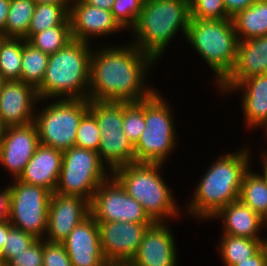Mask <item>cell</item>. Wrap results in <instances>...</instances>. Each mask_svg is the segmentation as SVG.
Wrapping results in <instances>:
<instances>
[{
	"label": "cell",
	"instance_id": "cell-1",
	"mask_svg": "<svg viewBox=\"0 0 267 266\" xmlns=\"http://www.w3.org/2000/svg\"><path fill=\"white\" fill-rule=\"evenodd\" d=\"M123 45L92 49L88 100L139 102L157 91L146 82L157 61L132 43Z\"/></svg>",
	"mask_w": 267,
	"mask_h": 266
},
{
	"label": "cell",
	"instance_id": "cell-2",
	"mask_svg": "<svg viewBox=\"0 0 267 266\" xmlns=\"http://www.w3.org/2000/svg\"><path fill=\"white\" fill-rule=\"evenodd\" d=\"M247 147L221 154L208 166L188 205L183 206L187 216L210 221L221 208L239 199L242 179L253 163Z\"/></svg>",
	"mask_w": 267,
	"mask_h": 266
},
{
	"label": "cell",
	"instance_id": "cell-3",
	"mask_svg": "<svg viewBox=\"0 0 267 266\" xmlns=\"http://www.w3.org/2000/svg\"><path fill=\"white\" fill-rule=\"evenodd\" d=\"M189 21L190 0H145L130 30L134 35L131 43L159 62L179 30L186 37Z\"/></svg>",
	"mask_w": 267,
	"mask_h": 266
},
{
	"label": "cell",
	"instance_id": "cell-4",
	"mask_svg": "<svg viewBox=\"0 0 267 266\" xmlns=\"http://www.w3.org/2000/svg\"><path fill=\"white\" fill-rule=\"evenodd\" d=\"M92 43L72 39L50 54L41 85L39 99H87L90 79Z\"/></svg>",
	"mask_w": 267,
	"mask_h": 266
},
{
	"label": "cell",
	"instance_id": "cell-5",
	"mask_svg": "<svg viewBox=\"0 0 267 266\" xmlns=\"http://www.w3.org/2000/svg\"><path fill=\"white\" fill-rule=\"evenodd\" d=\"M164 165L134 162L112 172V176L126 193L143 206L154 222H168L174 218L176 220L182 212L172 190L162 178Z\"/></svg>",
	"mask_w": 267,
	"mask_h": 266
},
{
	"label": "cell",
	"instance_id": "cell-6",
	"mask_svg": "<svg viewBox=\"0 0 267 266\" xmlns=\"http://www.w3.org/2000/svg\"><path fill=\"white\" fill-rule=\"evenodd\" d=\"M185 39L214 72L217 87L236 62L239 40L232 18L190 19Z\"/></svg>",
	"mask_w": 267,
	"mask_h": 266
},
{
	"label": "cell",
	"instance_id": "cell-7",
	"mask_svg": "<svg viewBox=\"0 0 267 266\" xmlns=\"http://www.w3.org/2000/svg\"><path fill=\"white\" fill-rule=\"evenodd\" d=\"M172 110L159 91L144 100L145 129L134 145L135 162L165 164L176 150L178 137Z\"/></svg>",
	"mask_w": 267,
	"mask_h": 266
},
{
	"label": "cell",
	"instance_id": "cell-8",
	"mask_svg": "<svg viewBox=\"0 0 267 266\" xmlns=\"http://www.w3.org/2000/svg\"><path fill=\"white\" fill-rule=\"evenodd\" d=\"M52 101L51 103H49ZM43 109L36 108L34 123L39 143L65 151L74 146L81 118L88 112V99H49Z\"/></svg>",
	"mask_w": 267,
	"mask_h": 266
},
{
	"label": "cell",
	"instance_id": "cell-9",
	"mask_svg": "<svg viewBox=\"0 0 267 266\" xmlns=\"http://www.w3.org/2000/svg\"><path fill=\"white\" fill-rule=\"evenodd\" d=\"M112 173L101 162L98 152L73 146L63 151L62 166L54 192L92 200L100 184Z\"/></svg>",
	"mask_w": 267,
	"mask_h": 266
},
{
	"label": "cell",
	"instance_id": "cell-10",
	"mask_svg": "<svg viewBox=\"0 0 267 266\" xmlns=\"http://www.w3.org/2000/svg\"><path fill=\"white\" fill-rule=\"evenodd\" d=\"M88 111L101 132L98 155L112 173L135 162L134 146L123 132V102L90 101Z\"/></svg>",
	"mask_w": 267,
	"mask_h": 266
},
{
	"label": "cell",
	"instance_id": "cell-11",
	"mask_svg": "<svg viewBox=\"0 0 267 266\" xmlns=\"http://www.w3.org/2000/svg\"><path fill=\"white\" fill-rule=\"evenodd\" d=\"M12 181L9 185L10 224L36 239H44L52 193L44 187L23 183L18 179Z\"/></svg>",
	"mask_w": 267,
	"mask_h": 266
},
{
	"label": "cell",
	"instance_id": "cell-12",
	"mask_svg": "<svg viewBox=\"0 0 267 266\" xmlns=\"http://www.w3.org/2000/svg\"><path fill=\"white\" fill-rule=\"evenodd\" d=\"M90 212L96 222L154 223L143 206L112 175L95 191Z\"/></svg>",
	"mask_w": 267,
	"mask_h": 266
},
{
	"label": "cell",
	"instance_id": "cell-13",
	"mask_svg": "<svg viewBox=\"0 0 267 266\" xmlns=\"http://www.w3.org/2000/svg\"><path fill=\"white\" fill-rule=\"evenodd\" d=\"M104 258L109 264H129L142 236L153 223L97 222Z\"/></svg>",
	"mask_w": 267,
	"mask_h": 266
},
{
	"label": "cell",
	"instance_id": "cell-14",
	"mask_svg": "<svg viewBox=\"0 0 267 266\" xmlns=\"http://www.w3.org/2000/svg\"><path fill=\"white\" fill-rule=\"evenodd\" d=\"M90 214V201L85 198L52 193L44 240L61 243Z\"/></svg>",
	"mask_w": 267,
	"mask_h": 266
},
{
	"label": "cell",
	"instance_id": "cell-15",
	"mask_svg": "<svg viewBox=\"0 0 267 266\" xmlns=\"http://www.w3.org/2000/svg\"><path fill=\"white\" fill-rule=\"evenodd\" d=\"M167 222H154L142 236L130 266H178L176 240Z\"/></svg>",
	"mask_w": 267,
	"mask_h": 266
},
{
	"label": "cell",
	"instance_id": "cell-16",
	"mask_svg": "<svg viewBox=\"0 0 267 266\" xmlns=\"http://www.w3.org/2000/svg\"><path fill=\"white\" fill-rule=\"evenodd\" d=\"M72 39L91 43V38L113 35L124 29L111 11L91 6L83 0H73L69 8Z\"/></svg>",
	"mask_w": 267,
	"mask_h": 266
},
{
	"label": "cell",
	"instance_id": "cell-17",
	"mask_svg": "<svg viewBox=\"0 0 267 266\" xmlns=\"http://www.w3.org/2000/svg\"><path fill=\"white\" fill-rule=\"evenodd\" d=\"M37 127L34 122L27 125L7 126L0 146V166L18 179L39 145Z\"/></svg>",
	"mask_w": 267,
	"mask_h": 266
},
{
	"label": "cell",
	"instance_id": "cell-18",
	"mask_svg": "<svg viewBox=\"0 0 267 266\" xmlns=\"http://www.w3.org/2000/svg\"><path fill=\"white\" fill-rule=\"evenodd\" d=\"M42 102L32 85L21 80L5 81L0 92V118L7 126L27 125L34 122L35 108Z\"/></svg>",
	"mask_w": 267,
	"mask_h": 266
},
{
	"label": "cell",
	"instance_id": "cell-19",
	"mask_svg": "<svg viewBox=\"0 0 267 266\" xmlns=\"http://www.w3.org/2000/svg\"><path fill=\"white\" fill-rule=\"evenodd\" d=\"M261 74H267V35L238 42L235 65L215 88L227 95L243 80Z\"/></svg>",
	"mask_w": 267,
	"mask_h": 266
},
{
	"label": "cell",
	"instance_id": "cell-20",
	"mask_svg": "<svg viewBox=\"0 0 267 266\" xmlns=\"http://www.w3.org/2000/svg\"><path fill=\"white\" fill-rule=\"evenodd\" d=\"M72 266H107L99 239L98 223L90 214L61 242Z\"/></svg>",
	"mask_w": 267,
	"mask_h": 266
},
{
	"label": "cell",
	"instance_id": "cell-21",
	"mask_svg": "<svg viewBox=\"0 0 267 266\" xmlns=\"http://www.w3.org/2000/svg\"><path fill=\"white\" fill-rule=\"evenodd\" d=\"M62 157V151L39 144L18 180L44 187L54 193L61 171Z\"/></svg>",
	"mask_w": 267,
	"mask_h": 266
},
{
	"label": "cell",
	"instance_id": "cell-22",
	"mask_svg": "<svg viewBox=\"0 0 267 266\" xmlns=\"http://www.w3.org/2000/svg\"><path fill=\"white\" fill-rule=\"evenodd\" d=\"M213 218L222 220L221 234L267 240V237H260L262 228L267 229V221L239 199L221 208L210 220Z\"/></svg>",
	"mask_w": 267,
	"mask_h": 266
},
{
	"label": "cell",
	"instance_id": "cell-23",
	"mask_svg": "<svg viewBox=\"0 0 267 266\" xmlns=\"http://www.w3.org/2000/svg\"><path fill=\"white\" fill-rule=\"evenodd\" d=\"M241 91L242 111L247 129H267V74L249 77L236 85L230 93Z\"/></svg>",
	"mask_w": 267,
	"mask_h": 266
},
{
	"label": "cell",
	"instance_id": "cell-24",
	"mask_svg": "<svg viewBox=\"0 0 267 266\" xmlns=\"http://www.w3.org/2000/svg\"><path fill=\"white\" fill-rule=\"evenodd\" d=\"M232 20L239 41L267 35V0H256Z\"/></svg>",
	"mask_w": 267,
	"mask_h": 266
},
{
	"label": "cell",
	"instance_id": "cell-25",
	"mask_svg": "<svg viewBox=\"0 0 267 266\" xmlns=\"http://www.w3.org/2000/svg\"><path fill=\"white\" fill-rule=\"evenodd\" d=\"M218 243V251L225 266H235L239 261L255 255L267 240L250 239L230 234H222Z\"/></svg>",
	"mask_w": 267,
	"mask_h": 266
},
{
	"label": "cell",
	"instance_id": "cell-26",
	"mask_svg": "<svg viewBox=\"0 0 267 266\" xmlns=\"http://www.w3.org/2000/svg\"><path fill=\"white\" fill-rule=\"evenodd\" d=\"M252 170L249 168L244 174L239 200L267 221V183L259 173Z\"/></svg>",
	"mask_w": 267,
	"mask_h": 266
},
{
	"label": "cell",
	"instance_id": "cell-27",
	"mask_svg": "<svg viewBox=\"0 0 267 266\" xmlns=\"http://www.w3.org/2000/svg\"><path fill=\"white\" fill-rule=\"evenodd\" d=\"M68 17L69 12L62 5L36 4L24 39L28 41L34 34L55 26H70Z\"/></svg>",
	"mask_w": 267,
	"mask_h": 266
},
{
	"label": "cell",
	"instance_id": "cell-28",
	"mask_svg": "<svg viewBox=\"0 0 267 266\" xmlns=\"http://www.w3.org/2000/svg\"><path fill=\"white\" fill-rule=\"evenodd\" d=\"M24 38L3 37L0 41V75L6 80H21Z\"/></svg>",
	"mask_w": 267,
	"mask_h": 266
},
{
	"label": "cell",
	"instance_id": "cell-29",
	"mask_svg": "<svg viewBox=\"0 0 267 266\" xmlns=\"http://www.w3.org/2000/svg\"><path fill=\"white\" fill-rule=\"evenodd\" d=\"M48 59L49 54L42 52L26 41L22 51L21 81L37 89L42 83Z\"/></svg>",
	"mask_w": 267,
	"mask_h": 266
},
{
	"label": "cell",
	"instance_id": "cell-30",
	"mask_svg": "<svg viewBox=\"0 0 267 266\" xmlns=\"http://www.w3.org/2000/svg\"><path fill=\"white\" fill-rule=\"evenodd\" d=\"M35 5L32 0H11L5 37L24 38L27 35Z\"/></svg>",
	"mask_w": 267,
	"mask_h": 266
},
{
	"label": "cell",
	"instance_id": "cell-31",
	"mask_svg": "<svg viewBox=\"0 0 267 266\" xmlns=\"http://www.w3.org/2000/svg\"><path fill=\"white\" fill-rule=\"evenodd\" d=\"M72 40L70 26H55L34 34L28 42L47 54H53Z\"/></svg>",
	"mask_w": 267,
	"mask_h": 266
},
{
	"label": "cell",
	"instance_id": "cell-32",
	"mask_svg": "<svg viewBox=\"0 0 267 266\" xmlns=\"http://www.w3.org/2000/svg\"><path fill=\"white\" fill-rule=\"evenodd\" d=\"M123 132L134 146L145 129L144 100L123 102Z\"/></svg>",
	"mask_w": 267,
	"mask_h": 266
},
{
	"label": "cell",
	"instance_id": "cell-33",
	"mask_svg": "<svg viewBox=\"0 0 267 266\" xmlns=\"http://www.w3.org/2000/svg\"><path fill=\"white\" fill-rule=\"evenodd\" d=\"M100 134L95 117L88 111L81 118L74 146L97 152L100 146Z\"/></svg>",
	"mask_w": 267,
	"mask_h": 266
},
{
	"label": "cell",
	"instance_id": "cell-34",
	"mask_svg": "<svg viewBox=\"0 0 267 266\" xmlns=\"http://www.w3.org/2000/svg\"><path fill=\"white\" fill-rule=\"evenodd\" d=\"M144 2L145 0H115L111 12L125 31L128 32L135 26Z\"/></svg>",
	"mask_w": 267,
	"mask_h": 266
},
{
	"label": "cell",
	"instance_id": "cell-35",
	"mask_svg": "<svg viewBox=\"0 0 267 266\" xmlns=\"http://www.w3.org/2000/svg\"><path fill=\"white\" fill-rule=\"evenodd\" d=\"M37 239L23 230L11 227L6 235L3 246V261L7 264L16 254L26 250Z\"/></svg>",
	"mask_w": 267,
	"mask_h": 266
},
{
	"label": "cell",
	"instance_id": "cell-36",
	"mask_svg": "<svg viewBox=\"0 0 267 266\" xmlns=\"http://www.w3.org/2000/svg\"><path fill=\"white\" fill-rule=\"evenodd\" d=\"M223 0H190V19H228Z\"/></svg>",
	"mask_w": 267,
	"mask_h": 266
},
{
	"label": "cell",
	"instance_id": "cell-37",
	"mask_svg": "<svg viewBox=\"0 0 267 266\" xmlns=\"http://www.w3.org/2000/svg\"><path fill=\"white\" fill-rule=\"evenodd\" d=\"M6 266H43V239H37L26 250L16 254Z\"/></svg>",
	"mask_w": 267,
	"mask_h": 266
},
{
	"label": "cell",
	"instance_id": "cell-38",
	"mask_svg": "<svg viewBox=\"0 0 267 266\" xmlns=\"http://www.w3.org/2000/svg\"><path fill=\"white\" fill-rule=\"evenodd\" d=\"M43 266H72L62 243L43 239Z\"/></svg>",
	"mask_w": 267,
	"mask_h": 266
},
{
	"label": "cell",
	"instance_id": "cell-39",
	"mask_svg": "<svg viewBox=\"0 0 267 266\" xmlns=\"http://www.w3.org/2000/svg\"><path fill=\"white\" fill-rule=\"evenodd\" d=\"M235 266H267V244H265L255 255L244 261H239Z\"/></svg>",
	"mask_w": 267,
	"mask_h": 266
},
{
	"label": "cell",
	"instance_id": "cell-40",
	"mask_svg": "<svg viewBox=\"0 0 267 266\" xmlns=\"http://www.w3.org/2000/svg\"><path fill=\"white\" fill-rule=\"evenodd\" d=\"M256 0H223L227 15L232 18L238 12L251 6Z\"/></svg>",
	"mask_w": 267,
	"mask_h": 266
},
{
	"label": "cell",
	"instance_id": "cell-41",
	"mask_svg": "<svg viewBox=\"0 0 267 266\" xmlns=\"http://www.w3.org/2000/svg\"><path fill=\"white\" fill-rule=\"evenodd\" d=\"M10 192L9 185L0 189V221L9 217Z\"/></svg>",
	"mask_w": 267,
	"mask_h": 266
},
{
	"label": "cell",
	"instance_id": "cell-42",
	"mask_svg": "<svg viewBox=\"0 0 267 266\" xmlns=\"http://www.w3.org/2000/svg\"><path fill=\"white\" fill-rule=\"evenodd\" d=\"M11 0H0V33L5 37V23L8 11L10 9Z\"/></svg>",
	"mask_w": 267,
	"mask_h": 266
},
{
	"label": "cell",
	"instance_id": "cell-43",
	"mask_svg": "<svg viewBox=\"0 0 267 266\" xmlns=\"http://www.w3.org/2000/svg\"><path fill=\"white\" fill-rule=\"evenodd\" d=\"M12 227L8 219L0 221V261H3V246L8 230Z\"/></svg>",
	"mask_w": 267,
	"mask_h": 266
},
{
	"label": "cell",
	"instance_id": "cell-44",
	"mask_svg": "<svg viewBox=\"0 0 267 266\" xmlns=\"http://www.w3.org/2000/svg\"><path fill=\"white\" fill-rule=\"evenodd\" d=\"M91 6H96L101 9L111 11L114 5L115 0H83Z\"/></svg>",
	"mask_w": 267,
	"mask_h": 266
},
{
	"label": "cell",
	"instance_id": "cell-45",
	"mask_svg": "<svg viewBox=\"0 0 267 266\" xmlns=\"http://www.w3.org/2000/svg\"><path fill=\"white\" fill-rule=\"evenodd\" d=\"M35 4H56L62 5L68 12L73 0H32Z\"/></svg>",
	"mask_w": 267,
	"mask_h": 266
},
{
	"label": "cell",
	"instance_id": "cell-46",
	"mask_svg": "<svg viewBox=\"0 0 267 266\" xmlns=\"http://www.w3.org/2000/svg\"><path fill=\"white\" fill-rule=\"evenodd\" d=\"M261 160H262V165H263V170L260 172V175L262 176V178L265 180V182L267 183V151H264L261 155Z\"/></svg>",
	"mask_w": 267,
	"mask_h": 266
},
{
	"label": "cell",
	"instance_id": "cell-47",
	"mask_svg": "<svg viewBox=\"0 0 267 266\" xmlns=\"http://www.w3.org/2000/svg\"><path fill=\"white\" fill-rule=\"evenodd\" d=\"M6 129H7V125L0 118V146H1L2 141L4 139Z\"/></svg>",
	"mask_w": 267,
	"mask_h": 266
},
{
	"label": "cell",
	"instance_id": "cell-48",
	"mask_svg": "<svg viewBox=\"0 0 267 266\" xmlns=\"http://www.w3.org/2000/svg\"><path fill=\"white\" fill-rule=\"evenodd\" d=\"M6 80L0 75V92H1V89L3 87V84Z\"/></svg>",
	"mask_w": 267,
	"mask_h": 266
},
{
	"label": "cell",
	"instance_id": "cell-49",
	"mask_svg": "<svg viewBox=\"0 0 267 266\" xmlns=\"http://www.w3.org/2000/svg\"><path fill=\"white\" fill-rule=\"evenodd\" d=\"M107 266H130L129 264H108Z\"/></svg>",
	"mask_w": 267,
	"mask_h": 266
},
{
	"label": "cell",
	"instance_id": "cell-50",
	"mask_svg": "<svg viewBox=\"0 0 267 266\" xmlns=\"http://www.w3.org/2000/svg\"><path fill=\"white\" fill-rule=\"evenodd\" d=\"M0 266H6V264L4 263V261H0Z\"/></svg>",
	"mask_w": 267,
	"mask_h": 266
},
{
	"label": "cell",
	"instance_id": "cell-51",
	"mask_svg": "<svg viewBox=\"0 0 267 266\" xmlns=\"http://www.w3.org/2000/svg\"><path fill=\"white\" fill-rule=\"evenodd\" d=\"M263 133H265V136H266V139H267V129Z\"/></svg>",
	"mask_w": 267,
	"mask_h": 266
},
{
	"label": "cell",
	"instance_id": "cell-52",
	"mask_svg": "<svg viewBox=\"0 0 267 266\" xmlns=\"http://www.w3.org/2000/svg\"><path fill=\"white\" fill-rule=\"evenodd\" d=\"M4 36L0 33V41H1V39L3 38Z\"/></svg>",
	"mask_w": 267,
	"mask_h": 266
}]
</instances>
